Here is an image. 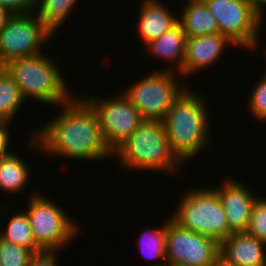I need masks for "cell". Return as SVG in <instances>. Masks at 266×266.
Masks as SVG:
<instances>
[{
    "label": "cell",
    "mask_w": 266,
    "mask_h": 266,
    "mask_svg": "<svg viewBox=\"0 0 266 266\" xmlns=\"http://www.w3.org/2000/svg\"><path fill=\"white\" fill-rule=\"evenodd\" d=\"M79 97L73 96L63 103L58 116L39 130H34L29 139L30 145L44 151L45 155L72 160L111 158L113 153L104 141L94 110L84 100L85 96Z\"/></svg>",
    "instance_id": "cell-1"
},
{
    "label": "cell",
    "mask_w": 266,
    "mask_h": 266,
    "mask_svg": "<svg viewBox=\"0 0 266 266\" xmlns=\"http://www.w3.org/2000/svg\"><path fill=\"white\" fill-rule=\"evenodd\" d=\"M190 89L186 86L163 120L171 149L182 163L208 148L211 140L207 103Z\"/></svg>",
    "instance_id": "cell-2"
},
{
    "label": "cell",
    "mask_w": 266,
    "mask_h": 266,
    "mask_svg": "<svg viewBox=\"0 0 266 266\" xmlns=\"http://www.w3.org/2000/svg\"><path fill=\"white\" fill-rule=\"evenodd\" d=\"M113 156L119 158L120 168L124 170H165L175 174L183 166L173 153L164 123L160 120H144Z\"/></svg>",
    "instance_id": "cell-3"
},
{
    "label": "cell",
    "mask_w": 266,
    "mask_h": 266,
    "mask_svg": "<svg viewBox=\"0 0 266 266\" xmlns=\"http://www.w3.org/2000/svg\"><path fill=\"white\" fill-rule=\"evenodd\" d=\"M54 60L52 56L41 53L14 59L3 67L18 85L24 100L28 97L43 104L62 105L74 95L69 92L66 79Z\"/></svg>",
    "instance_id": "cell-4"
},
{
    "label": "cell",
    "mask_w": 266,
    "mask_h": 266,
    "mask_svg": "<svg viewBox=\"0 0 266 266\" xmlns=\"http://www.w3.org/2000/svg\"><path fill=\"white\" fill-rule=\"evenodd\" d=\"M181 198L170 217L180 227L211 237L218 243L232 234L222 202L214 188L189 189Z\"/></svg>",
    "instance_id": "cell-5"
},
{
    "label": "cell",
    "mask_w": 266,
    "mask_h": 266,
    "mask_svg": "<svg viewBox=\"0 0 266 266\" xmlns=\"http://www.w3.org/2000/svg\"><path fill=\"white\" fill-rule=\"evenodd\" d=\"M28 201L26 214L35 243L42 251H61L74 241L80 228L64 208L35 191Z\"/></svg>",
    "instance_id": "cell-6"
},
{
    "label": "cell",
    "mask_w": 266,
    "mask_h": 266,
    "mask_svg": "<svg viewBox=\"0 0 266 266\" xmlns=\"http://www.w3.org/2000/svg\"><path fill=\"white\" fill-rule=\"evenodd\" d=\"M174 73L169 67L154 73L151 71L122 91L144 120L163 121L174 100L186 88V84L178 83L177 75L180 74Z\"/></svg>",
    "instance_id": "cell-7"
},
{
    "label": "cell",
    "mask_w": 266,
    "mask_h": 266,
    "mask_svg": "<svg viewBox=\"0 0 266 266\" xmlns=\"http://www.w3.org/2000/svg\"><path fill=\"white\" fill-rule=\"evenodd\" d=\"M216 19L218 32L234 46L254 50L259 42L263 17L248 0H203ZM246 47V48H244Z\"/></svg>",
    "instance_id": "cell-8"
},
{
    "label": "cell",
    "mask_w": 266,
    "mask_h": 266,
    "mask_svg": "<svg viewBox=\"0 0 266 266\" xmlns=\"http://www.w3.org/2000/svg\"><path fill=\"white\" fill-rule=\"evenodd\" d=\"M53 36L35 12L12 15L0 31V67L14 59L41 54Z\"/></svg>",
    "instance_id": "cell-9"
},
{
    "label": "cell",
    "mask_w": 266,
    "mask_h": 266,
    "mask_svg": "<svg viewBox=\"0 0 266 266\" xmlns=\"http://www.w3.org/2000/svg\"><path fill=\"white\" fill-rule=\"evenodd\" d=\"M117 97L84 100L94 110L107 147L114 153L144 121L138 109L119 91Z\"/></svg>",
    "instance_id": "cell-10"
},
{
    "label": "cell",
    "mask_w": 266,
    "mask_h": 266,
    "mask_svg": "<svg viewBox=\"0 0 266 266\" xmlns=\"http://www.w3.org/2000/svg\"><path fill=\"white\" fill-rule=\"evenodd\" d=\"M220 254V243L215 239L194 233L167 221V266H215Z\"/></svg>",
    "instance_id": "cell-11"
},
{
    "label": "cell",
    "mask_w": 266,
    "mask_h": 266,
    "mask_svg": "<svg viewBox=\"0 0 266 266\" xmlns=\"http://www.w3.org/2000/svg\"><path fill=\"white\" fill-rule=\"evenodd\" d=\"M222 202L229 230L232 233H243L248 229L251 211L257 197L251 189L234 178H226L219 188L214 187ZM250 189V190H249Z\"/></svg>",
    "instance_id": "cell-12"
},
{
    "label": "cell",
    "mask_w": 266,
    "mask_h": 266,
    "mask_svg": "<svg viewBox=\"0 0 266 266\" xmlns=\"http://www.w3.org/2000/svg\"><path fill=\"white\" fill-rule=\"evenodd\" d=\"M229 44L234 45L226 36L218 33L187 37L185 57L180 76L185 79L191 74L207 69L215 64ZM222 53V54H221ZM197 71V72H196Z\"/></svg>",
    "instance_id": "cell-13"
},
{
    "label": "cell",
    "mask_w": 266,
    "mask_h": 266,
    "mask_svg": "<svg viewBox=\"0 0 266 266\" xmlns=\"http://www.w3.org/2000/svg\"><path fill=\"white\" fill-rule=\"evenodd\" d=\"M235 266H266V243L243 233H232L220 243V254Z\"/></svg>",
    "instance_id": "cell-14"
},
{
    "label": "cell",
    "mask_w": 266,
    "mask_h": 266,
    "mask_svg": "<svg viewBox=\"0 0 266 266\" xmlns=\"http://www.w3.org/2000/svg\"><path fill=\"white\" fill-rule=\"evenodd\" d=\"M139 9L138 30L146 46L178 23V17L159 0H142Z\"/></svg>",
    "instance_id": "cell-15"
},
{
    "label": "cell",
    "mask_w": 266,
    "mask_h": 266,
    "mask_svg": "<svg viewBox=\"0 0 266 266\" xmlns=\"http://www.w3.org/2000/svg\"><path fill=\"white\" fill-rule=\"evenodd\" d=\"M179 14L186 37H196L218 33L216 19L203 0H189Z\"/></svg>",
    "instance_id": "cell-16"
},
{
    "label": "cell",
    "mask_w": 266,
    "mask_h": 266,
    "mask_svg": "<svg viewBox=\"0 0 266 266\" xmlns=\"http://www.w3.org/2000/svg\"><path fill=\"white\" fill-rule=\"evenodd\" d=\"M186 34L183 30L182 25L178 22L174 27L148 43L146 47L148 52L155 55V57L170 61V63L176 64L178 74L182 70L183 61L185 57L186 47Z\"/></svg>",
    "instance_id": "cell-17"
},
{
    "label": "cell",
    "mask_w": 266,
    "mask_h": 266,
    "mask_svg": "<svg viewBox=\"0 0 266 266\" xmlns=\"http://www.w3.org/2000/svg\"><path fill=\"white\" fill-rule=\"evenodd\" d=\"M29 168L26 161H23L15 152L0 158L1 191L17 194L26 189L31 173Z\"/></svg>",
    "instance_id": "cell-18"
},
{
    "label": "cell",
    "mask_w": 266,
    "mask_h": 266,
    "mask_svg": "<svg viewBox=\"0 0 266 266\" xmlns=\"http://www.w3.org/2000/svg\"><path fill=\"white\" fill-rule=\"evenodd\" d=\"M79 0H38L35 14L53 33L65 23ZM61 25V26H60Z\"/></svg>",
    "instance_id": "cell-19"
},
{
    "label": "cell",
    "mask_w": 266,
    "mask_h": 266,
    "mask_svg": "<svg viewBox=\"0 0 266 266\" xmlns=\"http://www.w3.org/2000/svg\"><path fill=\"white\" fill-rule=\"evenodd\" d=\"M8 221L6 228L0 231L2 239L29 249L35 254L43 252L35 243L26 211L15 213Z\"/></svg>",
    "instance_id": "cell-20"
},
{
    "label": "cell",
    "mask_w": 266,
    "mask_h": 266,
    "mask_svg": "<svg viewBox=\"0 0 266 266\" xmlns=\"http://www.w3.org/2000/svg\"><path fill=\"white\" fill-rule=\"evenodd\" d=\"M18 85L4 67H0V121L11 122L23 106Z\"/></svg>",
    "instance_id": "cell-21"
},
{
    "label": "cell",
    "mask_w": 266,
    "mask_h": 266,
    "mask_svg": "<svg viewBox=\"0 0 266 266\" xmlns=\"http://www.w3.org/2000/svg\"><path fill=\"white\" fill-rule=\"evenodd\" d=\"M166 235H167V222L163 223L162 227L158 229H152L151 231H145L141 234V240L139 243L140 250L145 259L156 260L157 258H164L162 262H155L152 266H167L166 265ZM144 247V248H143Z\"/></svg>",
    "instance_id": "cell-22"
},
{
    "label": "cell",
    "mask_w": 266,
    "mask_h": 266,
    "mask_svg": "<svg viewBox=\"0 0 266 266\" xmlns=\"http://www.w3.org/2000/svg\"><path fill=\"white\" fill-rule=\"evenodd\" d=\"M36 254L0 237V266H28Z\"/></svg>",
    "instance_id": "cell-23"
},
{
    "label": "cell",
    "mask_w": 266,
    "mask_h": 266,
    "mask_svg": "<svg viewBox=\"0 0 266 266\" xmlns=\"http://www.w3.org/2000/svg\"><path fill=\"white\" fill-rule=\"evenodd\" d=\"M246 233L266 243V199L264 197H257L254 202Z\"/></svg>",
    "instance_id": "cell-24"
},
{
    "label": "cell",
    "mask_w": 266,
    "mask_h": 266,
    "mask_svg": "<svg viewBox=\"0 0 266 266\" xmlns=\"http://www.w3.org/2000/svg\"><path fill=\"white\" fill-rule=\"evenodd\" d=\"M247 105H249L247 110H250L253 118L262 123L266 121V72L263 78L255 84L251 96L248 97Z\"/></svg>",
    "instance_id": "cell-25"
},
{
    "label": "cell",
    "mask_w": 266,
    "mask_h": 266,
    "mask_svg": "<svg viewBox=\"0 0 266 266\" xmlns=\"http://www.w3.org/2000/svg\"><path fill=\"white\" fill-rule=\"evenodd\" d=\"M38 0H0V6L13 15L35 12Z\"/></svg>",
    "instance_id": "cell-26"
},
{
    "label": "cell",
    "mask_w": 266,
    "mask_h": 266,
    "mask_svg": "<svg viewBox=\"0 0 266 266\" xmlns=\"http://www.w3.org/2000/svg\"><path fill=\"white\" fill-rule=\"evenodd\" d=\"M10 122L0 121V158L9 156L13 153V151L9 150L10 144V129L8 128Z\"/></svg>",
    "instance_id": "cell-27"
},
{
    "label": "cell",
    "mask_w": 266,
    "mask_h": 266,
    "mask_svg": "<svg viewBox=\"0 0 266 266\" xmlns=\"http://www.w3.org/2000/svg\"><path fill=\"white\" fill-rule=\"evenodd\" d=\"M28 266H58L56 252L43 251L36 254Z\"/></svg>",
    "instance_id": "cell-28"
},
{
    "label": "cell",
    "mask_w": 266,
    "mask_h": 266,
    "mask_svg": "<svg viewBox=\"0 0 266 266\" xmlns=\"http://www.w3.org/2000/svg\"><path fill=\"white\" fill-rule=\"evenodd\" d=\"M12 15L7 9L0 6V31L6 26Z\"/></svg>",
    "instance_id": "cell-29"
},
{
    "label": "cell",
    "mask_w": 266,
    "mask_h": 266,
    "mask_svg": "<svg viewBox=\"0 0 266 266\" xmlns=\"http://www.w3.org/2000/svg\"><path fill=\"white\" fill-rule=\"evenodd\" d=\"M251 6L263 17L262 10L266 7V0H248ZM264 6V7H263Z\"/></svg>",
    "instance_id": "cell-30"
},
{
    "label": "cell",
    "mask_w": 266,
    "mask_h": 266,
    "mask_svg": "<svg viewBox=\"0 0 266 266\" xmlns=\"http://www.w3.org/2000/svg\"><path fill=\"white\" fill-rule=\"evenodd\" d=\"M215 266H235L224 260L220 255L217 257Z\"/></svg>",
    "instance_id": "cell-31"
},
{
    "label": "cell",
    "mask_w": 266,
    "mask_h": 266,
    "mask_svg": "<svg viewBox=\"0 0 266 266\" xmlns=\"http://www.w3.org/2000/svg\"><path fill=\"white\" fill-rule=\"evenodd\" d=\"M2 210V211H1ZM0 210V218L2 219V217H4V219L9 215H7V212H8V209H5V207H3L2 209ZM7 210V211H6Z\"/></svg>",
    "instance_id": "cell-32"
}]
</instances>
